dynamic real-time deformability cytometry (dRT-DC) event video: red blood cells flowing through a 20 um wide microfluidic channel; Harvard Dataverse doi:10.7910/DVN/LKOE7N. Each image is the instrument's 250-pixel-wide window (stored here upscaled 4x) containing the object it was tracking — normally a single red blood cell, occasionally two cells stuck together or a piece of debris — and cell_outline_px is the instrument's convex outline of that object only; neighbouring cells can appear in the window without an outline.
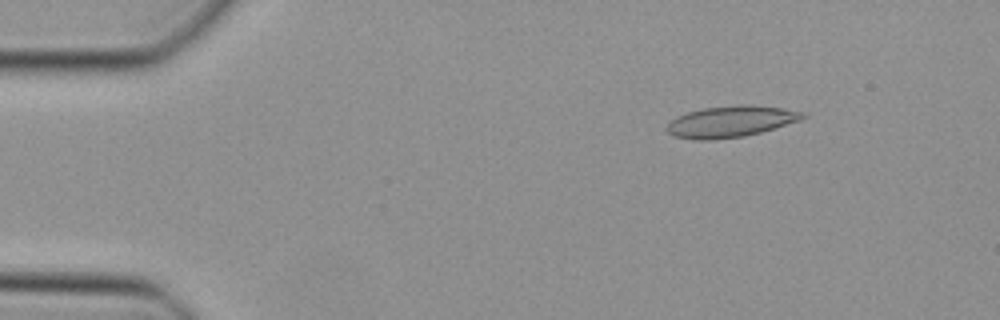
{"species": "Egyptian fruit bat (a non-hibernating species)", "species_latin": "Rousettus aegyptiacus", "temperature_condition": "cold", "stored_images_in_passage": 46, "camera_frame_rate_fps": 3000, "um_per_image_px": 0.085, "animal": {"sex": "female"}, "frame": {"image": 1, "passage_image": 6, "time_ms": 1.667, "image_size_px": [1000, 320], "cell_outline_px": [[808, 116], [800, 120], [760, 132], [744, 136], [712, 140], [700, 140], [672, 136], [664, 128], [676, 116], [688, 112], [704, 108], [736, 104], [748, 104], [784, 108], [808, 112]], "centroid_in_image_um": [62.13, 10.32], "position_along_channel_um": 22.9, "area_um2": 24.97}}
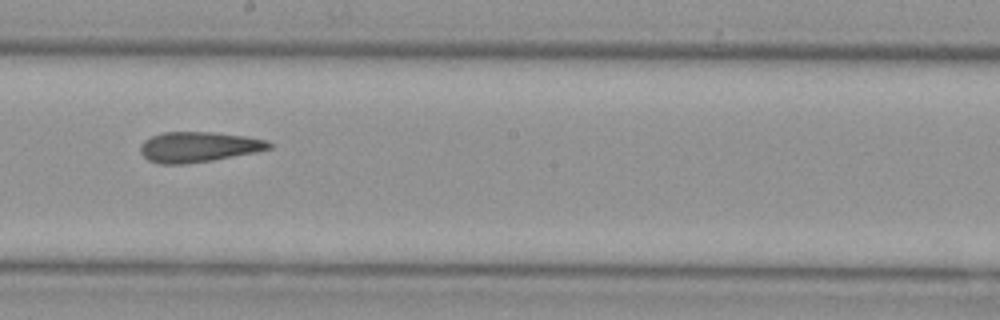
{"frame": {"image": 2, "passage_image": 26, "time_ms": 8.333, "image_size_px": [1000, 320], "cell_outline_px": [[272, 148], [256, 152], [212, 160], [184, 164], [160, 164], [148, 160], [140, 152], [140, 144], [144, 140], [152, 136], [164, 132], [212, 132], [244, 136], [268, 140], [272, 144]], "centroid_in_image_um": [16.86, 12.49], "position_along_channel_um": 231.3, "area_um2": 22.72}}
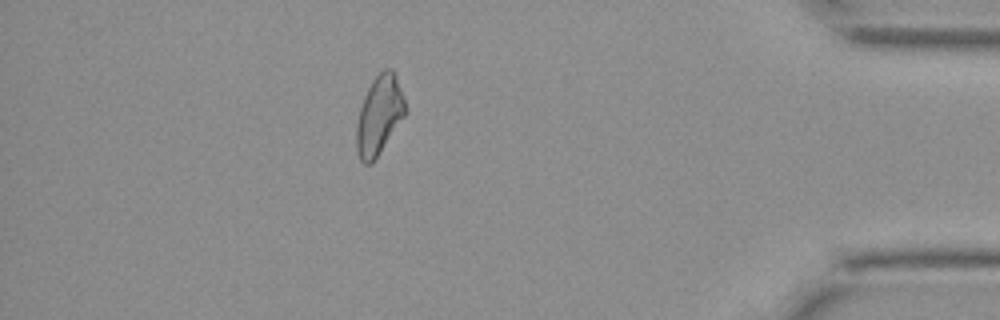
{"frame": {"image": 3, "passage_image": 41, "time_ms": 13.333, "image_size_px": [1000, 320], "cell_outline_px": [[408, 112], [372, 164], [364, 164], [360, 160], [356, 152], [356, 124], [360, 108], [364, 96], [372, 80], [384, 68], [392, 68], [396, 76], [404, 96], [408, 108]], "centroid_in_image_um": [32.25, 9.8], "position_along_channel_um": 403.0, "area_um2": 22.83}}